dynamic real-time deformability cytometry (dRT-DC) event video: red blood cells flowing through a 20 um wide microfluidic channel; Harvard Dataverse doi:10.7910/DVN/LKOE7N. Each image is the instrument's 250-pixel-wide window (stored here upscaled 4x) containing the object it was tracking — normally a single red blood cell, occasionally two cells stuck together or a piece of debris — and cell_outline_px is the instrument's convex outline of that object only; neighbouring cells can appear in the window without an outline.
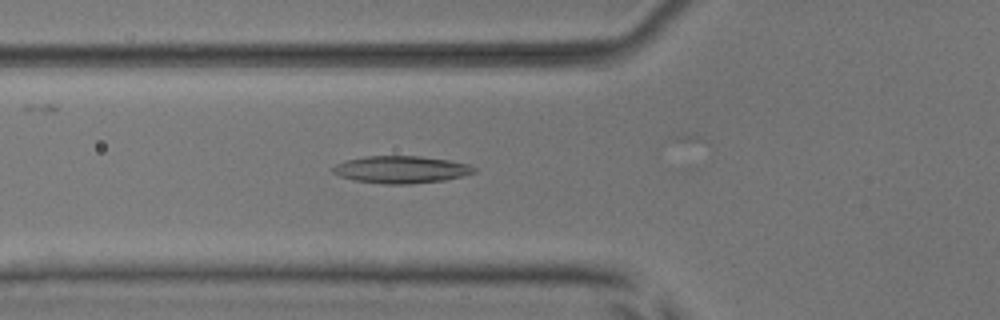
{"species": "common noctule bat (a hibernating species)", "species_latin": "Nyctalus noctula", "temperature_condition": "room temperature", "stored_images_in_passage": 48, "camera_frame_rate_fps": 3000, "um_per_image_px": 0.085, "animal": {"sex": "male", "body_mass_g": 17.9, "forearm_length_mm": 54.2}, "frame": {"image": 1, "passage_image": 14, "time_ms": 4.333, "image_size_px": [1000, 320], "cell_outline_px": [[476, 172], [464, 176], [444, 180], [408, 184], [384, 184], [356, 180], [340, 176], [332, 172], [332, 168], [336, 164], [348, 160], [364, 156], [420, 156], [448, 160], [468, 164], [476, 168]], "centroid_in_image_um": [34.12, 14.41], "position_along_channel_um": 91.7, "area_um2": 22.31}}
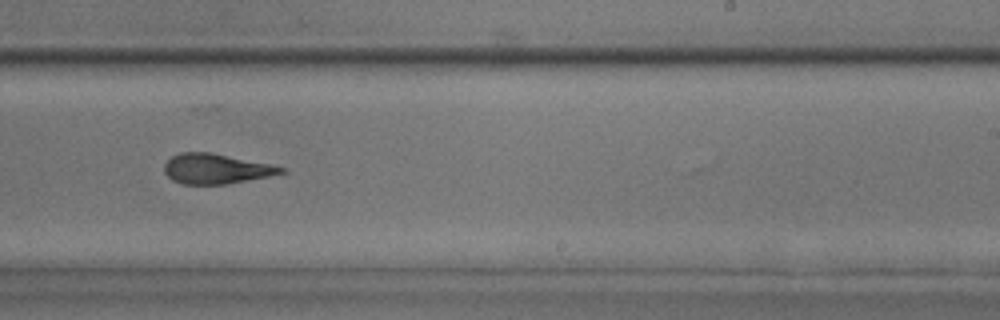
{"frame": {"image": 2, "passage_image": 28, "time_ms": 9.0, "image_size_px": [1000, 320], "cell_outline_px": [[288, 172], [228, 184], [180, 184], [172, 180], [164, 172], [164, 164], [172, 156], [180, 152], [212, 152], [272, 164], [284, 168]], "centroid_in_image_um": [18.36, 14.34], "position_along_channel_um": 270.6, "area_um2": 20.58}}
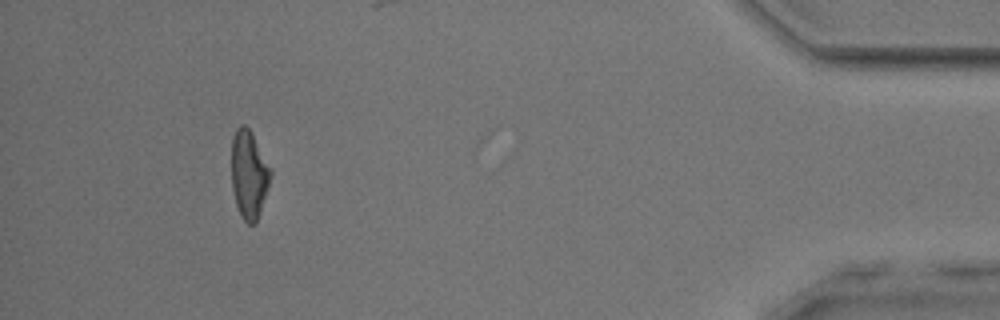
{"frame": {"image": 3, "passage_image": 44, "time_ms": 14.333, "image_size_px": [1000, 320], "cell_outline_px": [[272, 172], [268, 188], [256, 224], [248, 224], [240, 216], [236, 204], [232, 188], [232, 136], [236, 128], [240, 124], [244, 124], [252, 132], [272, 168]], "centroid_in_image_um": [21.17, 14.81], "position_along_channel_um": 414.0, "area_um2": 20.35}, "authors_computed_cell_mechanics": {"area_um2": 21.2126, "velocity_mm_per_s": 3.8408, "shape_relaxation_time_tau1_ms": 5.1661, "shape_relaxation_time_tau2_ms": 4.6536, "deformation_change_tau1": 0.1388, "deformation_change_tau2": 0.1843}}